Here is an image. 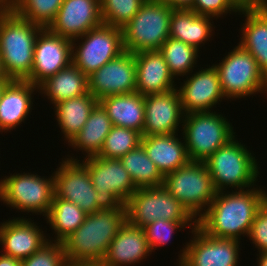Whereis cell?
Returning a JSON list of instances; mask_svg holds the SVG:
<instances>
[{
  "label": "cell",
  "instance_id": "cell-1",
  "mask_svg": "<svg viewBox=\"0 0 267 266\" xmlns=\"http://www.w3.org/2000/svg\"><path fill=\"white\" fill-rule=\"evenodd\" d=\"M266 200L267 191L255 186L232 193L216 192L198 226L210 236L240 241L241 236L248 237L255 215Z\"/></svg>",
  "mask_w": 267,
  "mask_h": 266
},
{
  "label": "cell",
  "instance_id": "cell-2",
  "mask_svg": "<svg viewBox=\"0 0 267 266\" xmlns=\"http://www.w3.org/2000/svg\"><path fill=\"white\" fill-rule=\"evenodd\" d=\"M126 221V209L87 214L80 227L61 242L67 263L101 264L111 241Z\"/></svg>",
  "mask_w": 267,
  "mask_h": 266
},
{
  "label": "cell",
  "instance_id": "cell-3",
  "mask_svg": "<svg viewBox=\"0 0 267 266\" xmlns=\"http://www.w3.org/2000/svg\"><path fill=\"white\" fill-rule=\"evenodd\" d=\"M42 29L19 17L10 7L0 15V57L11 80H25L30 75L34 44Z\"/></svg>",
  "mask_w": 267,
  "mask_h": 266
},
{
  "label": "cell",
  "instance_id": "cell-4",
  "mask_svg": "<svg viewBox=\"0 0 267 266\" xmlns=\"http://www.w3.org/2000/svg\"><path fill=\"white\" fill-rule=\"evenodd\" d=\"M254 155L234 137L209 156L204 164L209 170L215 191H227L230 187L234 191L245 190L258 186L255 183L260 177V167Z\"/></svg>",
  "mask_w": 267,
  "mask_h": 266
},
{
  "label": "cell",
  "instance_id": "cell-5",
  "mask_svg": "<svg viewBox=\"0 0 267 266\" xmlns=\"http://www.w3.org/2000/svg\"><path fill=\"white\" fill-rule=\"evenodd\" d=\"M182 122L181 136L190 161L204 162L217 149L237 136L232 123L216 111L188 113L184 115Z\"/></svg>",
  "mask_w": 267,
  "mask_h": 266
},
{
  "label": "cell",
  "instance_id": "cell-6",
  "mask_svg": "<svg viewBox=\"0 0 267 266\" xmlns=\"http://www.w3.org/2000/svg\"><path fill=\"white\" fill-rule=\"evenodd\" d=\"M172 8L163 2L146 0L134 17L122 27L124 51L133 54L160 50L169 38Z\"/></svg>",
  "mask_w": 267,
  "mask_h": 266
},
{
  "label": "cell",
  "instance_id": "cell-7",
  "mask_svg": "<svg viewBox=\"0 0 267 266\" xmlns=\"http://www.w3.org/2000/svg\"><path fill=\"white\" fill-rule=\"evenodd\" d=\"M213 65L218 71L223 94L228 100L255 96L258 93L267 94V77L253 55L240 44L228 52L221 62Z\"/></svg>",
  "mask_w": 267,
  "mask_h": 266
},
{
  "label": "cell",
  "instance_id": "cell-8",
  "mask_svg": "<svg viewBox=\"0 0 267 266\" xmlns=\"http://www.w3.org/2000/svg\"><path fill=\"white\" fill-rule=\"evenodd\" d=\"M81 162L86 166L97 192L98 208L100 210L126 209L125 203L137 188L121 161L95 155L83 157Z\"/></svg>",
  "mask_w": 267,
  "mask_h": 266
},
{
  "label": "cell",
  "instance_id": "cell-9",
  "mask_svg": "<svg viewBox=\"0 0 267 266\" xmlns=\"http://www.w3.org/2000/svg\"><path fill=\"white\" fill-rule=\"evenodd\" d=\"M42 177L29 172L5 176L0 179V201L17 211L46 217L55 195L54 176Z\"/></svg>",
  "mask_w": 267,
  "mask_h": 266
},
{
  "label": "cell",
  "instance_id": "cell-10",
  "mask_svg": "<svg viewBox=\"0 0 267 266\" xmlns=\"http://www.w3.org/2000/svg\"><path fill=\"white\" fill-rule=\"evenodd\" d=\"M125 208L127 222L142 229L158 219L198 222L164 186L138 188L125 203Z\"/></svg>",
  "mask_w": 267,
  "mask_h": 266
},
{
  "label": "cell",
  "instance_id": "cell-11",
  "mask_svg": "<svg viewBox=\"0 0 267 266\" xmlns=\"http://www.w3.org/2000/svg\"><path fill=\"white\" fill-rule=\"evenodd\" d=\"M163 186L196 219L205 213L216 194L204 162L190 161L187 165L166 174Z\"/></svg>",
  "mask_w": 267,
  "mask_h": 266
},
{
  "label": "cell",
  "instance_id": "cell-12",
  "mask_svg": "<svg viewBox=\"0 0 267 266\" xmlns=\"http://www.w3.org/2000/svg\"><path fill=\"white\" fill-rule=\"evenodd\" d=\"M123 52L119 27L101 24L72 40V63L87 77Z\"/></svg>",
  "mask_w": 267,
  "mask_h": 266
},
{
  "label": "cell",
  "instance_id": "cell-13",
  "mask_svg": "<svg viewBox=\"0 0 267 266\" xmlns=\"http://www.w3.org/2000/svg\"><path fill=\"white\" fill-rule=\"evenodd\" d=\"M191 233L193 238L180 251L177 266H238L241 241L210 236L199 226Z\"/></svg>",
  "mask_w": 267,
  "mask_h": 266
},
{
  "label": "cell",
  "instance_id": "cell-14",
  "mask_svg": "<svg viewBox=\"0 0 267 266\" xmlns=\"http://www.w3.org/2000/svg\"><path fill=\"white\" fill-rule=\"evenodd\" d=\"M61 161L53 172L55 196L75 203L87 214L100 211L96 204L97 192L86 166L75 156L67 155Z\"/></svg>",
  "mask_w": 267,
  "mask_h": 266
},
{
  "label": "cell",
  "instance_id": "cell-15",
  "mask_svg": "<svg viewBox=\"0 0 267 266\" xmlns=\"http://www.w3.org/2000/svg\"><path fill=\"white\" fill-rule=\"evenodd\" d=\"M72 63V40L43 28L34 44L33 66L25 79L39 86Z\"/></svg>",
  "mask_w": 267,
  "mask_h": 266
},
{
  "label": "cell",
  "instance_id": "cell-16",
  "mask_svg": "<svg viewBox=\"0 0 267 266\" xmlns=\"http://www.w3.org/2000/svg\"><path fill=\"white\" fill-rule=\"evenodd\" d=\"M88 91L98 101L110 95L136 91L135 55L124 51L88 76Z\"/></svg>",
  "mask_w": 267,
  "mask_h": 266
},
{
  "label": "cell",
  "instance_id": "cell-17",
  "mask_svg": "<svg viewBox=\"0 0 267 266\" xmlns=\"http://www.w3.org/2000/svg\"><path fill=\"white\" fill-rule=\"evenodd\" d=\"M190 75V76H189ZM189 77V78H188ZM184 114L213 110L217 103L226 99L214 65L188 74L180 87H176Z\"/></svg>",
  "mask_w": 267,
  "mask_h": 266
},
{
  "label": "cell",
  "instance_id": "cell-18",
  "mask_svg": "<svg viewBox=\"0 0 267 266\" xmlns=\"http://www.w3.org/2000/svg\"><path fill=\"white\" fill-rule=\"evenodd\" d=\"M101 24L103 21L100 0H63L47 29L73 40Z\"/></svg>",
  "mask_w": 267,
  "mask_h": 266
},
{
  "label": "cell",
  "instance_id": "cell-19",
  "mask_svg": "<svg viewBox=\"0 0 267 266\" xmlns=\"http://www.w3.org/2000/svg\"><path fill=\"white\" fill-rule=\"evenodd\" d=\"M145 121L142 136L177 133L184 113L175 89L144 96ZM179 126V127H178Z\"/></svg>",
  "mask_w": 267,
  "mask_h": 266
},
{
  "label": "cell",
  "instance_id": "cell-20",
  "mask_svg": "<svg viewBox=\"0 0 267 266\" xmlns=\"http://www.w3.org/2000/svg\"><path fill=\"white\" fill-rule=\"evenodd\" d=\"M13 217L0 223V244L3 254L23 260L40 249L49 238L31 218ZM4 251V252H3Z\"/></svg>",
  "mask_w": 267,
  "mask_h": 266
},
{
  "label": "cell",
  "instance_id": "cell-21",
  "mask_svg": "<svg viewBox=\"0 0 267 266\" xmlns=\"http://www.w3.org/2000/svg\"><path fill=\"white\" fill-rule=\"evenodd\" d=\"M136 92L141 95L165 93L176 88L163 54L159 50L135 53Z\"/></svg>",
  "mask_w": 267,
  "mask_h": 266
},
{
  "label": "cell",
  "instance_id": "cell-22",
  "mask_svg": "<svg viewBox=\"0 0 267 266\" xmlns=\"http://www.w3.org/2000/svg\"><path fill=\"white\" fill-rule=\"evenodd\" d=\"M151 254L144 229L130 225L126 221L111 241L101 265H136Z\"/></svg>",
  "mask_w": 267,
  "mask_h": 266
},
{
  "label": "cell",
  "instance_id": "cell-23",
  "mask_svg": "<svg viewBox=\"0 0 267 266\" xmlns=\"http://www.w3.org/2000/svg\"><path fill=\"white\" fill-rule=\"evenodd\" d=\"M38 86L26 80H11L0 99V132H11L24 123L33 108V96ZM33 95V96H32Z\"/></svg>",
  "mask_w": 267,
  "mask_h": 266
},
{
  "label": "cell",
  "instance_id": "cell-24",
  "mask_svg": "<svg viewBox=\"0 0 267 266\" xmlns=\"http://www.w3.org/2000/svg\"><path fill=\"white\" fill-rule=\"evenodd\" d=\"M178 133L142 136L141 145L163 176L190 162L184 139Z\"/></svg>",
  "mask_w": 267,
  "mask_h": 266
},
{
  "label": "cell",
  "instance_id": "cell-25",
  "mask_svg": "<svg viewBox=\"0 0 267 266\" xmlns=\"http://www.w3.org/2000/svg\"><path fill=\"white\" fill-rule=\"evenodd\" d=\"M245 21L241 26L240 44L256 59L267 77V3L254 10L240 11Z\"/></svg>",
  "mask_w": 267,
  "mask_h": 266
},
{
  "label": "cell",
  "instance_id": "cell-26",
  "mask_svg": "<svg viewBox=\"0 0 267 266\" xmlns=\"http://www.w3.org/2000/svg\"><path fill=\"white\" fill-rule=\"evenodd\" d=\"M99 103L106 110L114 126L125 127L143 133L145 121L144 95L138 92L110 95Z\"/></svg>",
  "mask_w": 267,
  "mask_h": 266
},
{
  "label": "cell",
  "instance_id": "cell-27",
  "mask_svg": "<svg viewBox=\"0 0 267 266\" xmlns=\"http://www.w3.org/2000/svg\"><path fill=\"white\" fill-rule=\"evenodd\" d=\"M212 19L213 17L207 15L196 14L193 10L172 9L169 37L199 50L213 36Z\"/></svg>",
  "mask_w": 267,
  "mask_h": 266
},
{
  "label": "cell",
  "instance_id": "cell-28",
  "mask_svg": "<svg viewBox=\"0 0 267 266\" xmlns=\"http://www.w3.org/2000/svg\"><path fill=\"white\" fill-rule=\"evenodd\" d=\"M39 94L47 96L50 103L59 102L87 94L88 77L73 63L61 69L38 86Z\"/></svg>",
  "mask_w": 267,
  "mask_h": 266
},
{
  "label": "cell",
  "instance_id": "cell-29",
  "mask_svg": "<svg viewBox=\"0 0 267 266\" xmlns=\"http://www.w3.org/2000/svg\"><path fill=\"white\" fill-rule=\"evenodd\" d=\"M99 101L87 93L54 105L56 122H58L64 140L69 144L85 125L90 113Z\"/></svg>",
  "mask_w": 267,
  "mask_h": 266
},
{
  "label": "cell",
  "instance_id": "cell-30",
  "mask_svg": "<svg viewBox=\"0 0 267 266\" xmlns=\"http://www.w3.org/2000/svg\"><path fill=\"white\" fill-rule=\"evenodd\" d=\"M112 127L113 124L106 110L98 103L90 113L83 128L68 145L77 151L84 152L85 158L98 155Z\"/></svg>",
  "mask_w": 267,
  "mask_h": 266
},
{
  "label": "cell",
  "instance_id": "cell-31",
  "mask_svg": "<svg viewBox=\"0 0 267 266\" xmlns=\"http://www.w3.org/2000/svg\"><path fill=\"white\" fill-rule=\"evenodd\" d=\"M85 213L75 203L61 199L54 195L50 210L46 216L51 230H54L55 239L49 241L62 242L70 234L76 231L85 221Z\"/></svg>",
  "mask_w": 267,
  "mask_h": 266
},
{
  "label": "cell",
  "instance_id": "cell-32",
  "mask_svg": "<svg viewBox=\"0 0 267 266\" xmlns=\"http://www.w3.org/2000/svg\"><path fill=\"white\" fill-rule=\"evenodd\" d=\"M119 160L137 189L163 186L164 176L147 156L141 144Z\"/></svg>",
  "mask_w": 267,
  "mask_h": 266
},
{
  "label": "cell",
  "instance_id": "cell-33",
  "mask_svg": "<svg viewBox=\"0 0 267 266\" xmlns=\"http://www.w3.org/2000/svg\"><path fill=\"white\" fill-rule=\"evenodd\" d=\"M159 51L163 54L170 73L176 79L178 76H187L193 72L200 54V50L196 47L171 37L162 44Z\"/></svg>",
  "mask_w": 267,
  "mask_h": 266
},
{
  "label": "cell",
  "instance_id": "cell-34",
  "mask_svg": "<svg viewBox=\"0 0 267 266\" xmlns=\"http://www.w3.org/2000/svg\"><path fill=\"white\" fill-rule=\"evenodd\" d=\"M63 0H9V7L21 18L47 28Z\"/></svg>",
  "mask_w": 267,
  "mask_h": 266
},
{
  "label": "cell",
  "instance_id": "cell-35",
  "mask_svg": "<svg viewBox=\"0 0 267 266\" xmlns=\"http://www.w3.org/2000/svg\"><path fill=\"white\" fill-rule=\"evenodd\" d=\"M141 139L142 134L136 130L113 125L97 156L106 159H120L138 147L141 144Z\"/></svg>",
  "mask_w": 267,
  "mask_h": 266
},
{
  "label": "cell",
  "instance_id": "cell-36",
  "mask_svg": "<svg viewBox=\"0 0 267 266\" xmlns=\"http://www.w3.org/2000/svg\"><path fill=\"white\" fill-rule=\"evenodd\" d=\"M146 0H100L103 24L124 27Z\"/></svg>",
  "mask_w": 267,
  "mask_h": 266
},
{
  "label": "cell",
  "instance_id": "cell-37",
  "mask_svg": "<svg viewBox=\"0 0 267 266\" xmlns=\"http://www.w3.org/2000/svg\"><path fill=\"white\" fill-rule=\"evenodd\" d=\"M191 227V230L198 226V222H178L158 219L153 223L145 226L144 232L151 253L171 241L175 231L185 230L184 228Z\"/></svg>",
  "mask_w": 267,
  "mask_h": 266
},
{
  "label": "cell",
  "instance_id": "cell-38",
  "mask_svg": "<svg viewBox=\"0 0 267 266\" xmlns=\"http://www.w3.org/2000/svg\"><path fill=\"white\" fill-rule=\"evenodd\" d=\"M61 242L48 241L31 256L21 260V266H67Z\"/></svg>",
  "mask_w": 267,
  "mask_h": 266
},
{
  "label": "cell",
  "instance_id": "cell-39",
  "mask_svg": "<svg viewBox=\"0 0 267 266\" xmlns=\"http://www.w3.org/2000/svg\"><path fill=\"white\" fill-rule=\"evenodd\" d=\"M192 10L199 15H207L217 20L228 13L240 11L229 0H194Z\"/></svg>",
  "mask_w": 267,
  "mask_h": 266
},
{
  "label": "cell",
  "instance_id": "cell-40",
  "mask_svg": "<svg viewBox=\"0 0 267 266\" xmlns=\"http://www.w3.org/2000/svg\"><path fill=\"white\" fill-rule=\"evenodd\" d=\"M248 237L257 252L267 251V200L258 209Z\"/></svg>",
  "mask_w": 267,
  "mask_h": 266
},
{
  "label": "cell",
  "instance_id": "cell-41",
  "mask_svg": "<svg viewBox=\"0 0 267 266\" xmlns=\"http://www.w3.org/2000/svg\"><path fill=\"white\" fill-rule=\"evenodd\" d=\"M239 11L254 10L262 7L267 0H229Z\"/></svg>",
  "mask_w": 267,
  "mask_h": 266
},
{
  "label": "cell",
  "instance_id": "cell-42",
  "mask_svg": "<svg viewBox=\"0 0 267 266\" xmlns=\"http://www.w3.org/2000/svg\"><path fill=\"white\" fill-rule=\"evenodd\" d=\"M167 4L173 10H192L194 0H156Z\"/></svg>",
  "mask_w": 267,
  "mask_h": 266
},
{
  "label": "cell",
  "instance_id": "cell-43",
  "mask_svg": "<svg viewBox=\"0 0 267 266\" xmlns=\"http://www.w3.org/2000/svg\"><path fill=\"white\" fill-rule=\"evenodd\" d=\"M0 266H21V260L1 253Z\"/></svg>",
  "mask_w": 267,
  "mask_h": 266
},
{
  "label": "cell",
  "instance_id": "cell-44",
  "mask_svg": "<svg viewBox=\"0 0 267 266\" xmlns=\"http://www.w3.org/2000/svg\"><path fill=\"white\" fill-rule=\"evenodd\" d=\"M257 256V266H267V251L259 252Z\"/></svg>",
  "mask_w": 267,
  "mask_h": 266
},
{
  "label": "cell",
  "instance_id": "cell-45",
  "mask_svg": "<svg viewBox=\"0 0 267 266\" xmlns=\"http://www.w3.org/2000/svg\"><path fill=\"white\" fill-rule=\"evenodd\" d=\"M0 81H11V79L7 77L3 69L1 57H0Z\"/></svg>",
  "mask_w": 267,
  "mask_h": 266
},
{
  "label": "cell",
  "instance_id": "cell-46",
  "mask_svg": "<svg viewBox=\"0 0 267 266\" xmlns=\"http://www.w3.org/2000/svg\"><path fill=\"white\" fill-rule=\"evenodd\" d=\"M9 7V0H0V15Z\"/></svg>",
  "mask_w": 267,
  "mask_h": 266
},
{
  "label": "cell",
  "instance_id": "cell-47",
  "mask_svg": "<svg viewBox=\"0 0 267 266\" xmlns=\"http://www.w3.org/2000/svg\"><path fill=\"white\" fill-rule=\"evenodd\" d=\"M9 82H10V81H0V99H1V96H2L3 89L5 88V86H6Z\"/></svg>",
  "mask_w": 267,
  "mask_h": 266
},
{
  "label": "cell",
  "instance_id": "cell-48",
  "mask_svg": "<svg viewBox=\"0 0 267 266\" xmlns=\"http://www.w3.org/2000/svg\"><path fill=\"white\" fill-rule=\"evenodd\" d=\"M67 266H102L101 264H72L68 263Z\"/></svg>",
  "mask_w": 267,
  "mask_h": 266
}]
</instances>
